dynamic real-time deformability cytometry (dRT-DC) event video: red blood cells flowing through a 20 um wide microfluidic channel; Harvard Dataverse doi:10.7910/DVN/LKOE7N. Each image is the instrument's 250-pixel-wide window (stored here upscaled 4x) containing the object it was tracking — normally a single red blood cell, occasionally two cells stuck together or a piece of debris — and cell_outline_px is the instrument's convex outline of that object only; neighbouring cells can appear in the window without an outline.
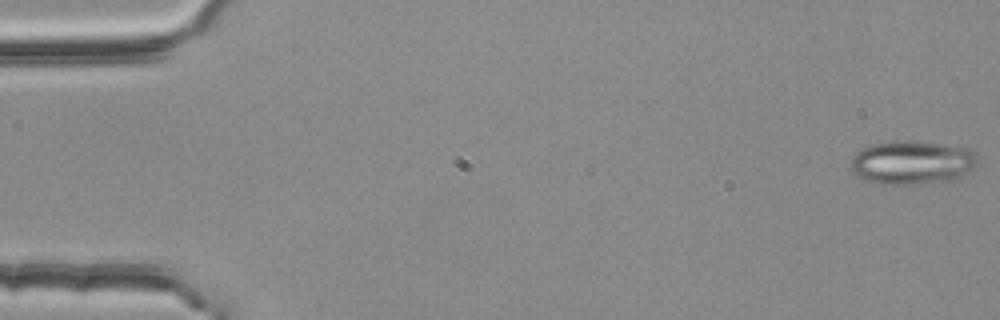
{"species": "common noctule bat (a hibernating species)", "species_latin": "Nyctalus noctula", "temperature_condition": "room temperature", "stored_images_in_passage": 16, "camera_frame_rate_fps": 3000, "um_per_image_px": 0.085, "animal": {"sex": "female", "body_mass_g": 25.1}, "frame": {"image": 1, "passage_image": 1, "time_ms": 0.0, "image_size_px": [1000, 320], "cell_outline_px": [[980, 164], [960, 180], [940, 184], [884, 184], [864, 180], [852, 172], [848, 168], [852, 156], [856, 152], [868, 144], [900, 140], [908, 140], [940, 144], [968, 148], [976, 152], [980, 160]], "centroid_in_image_um": [77.6, 13.84], "position_along_channel_um": 7.4, "area_um2": 33.64}}